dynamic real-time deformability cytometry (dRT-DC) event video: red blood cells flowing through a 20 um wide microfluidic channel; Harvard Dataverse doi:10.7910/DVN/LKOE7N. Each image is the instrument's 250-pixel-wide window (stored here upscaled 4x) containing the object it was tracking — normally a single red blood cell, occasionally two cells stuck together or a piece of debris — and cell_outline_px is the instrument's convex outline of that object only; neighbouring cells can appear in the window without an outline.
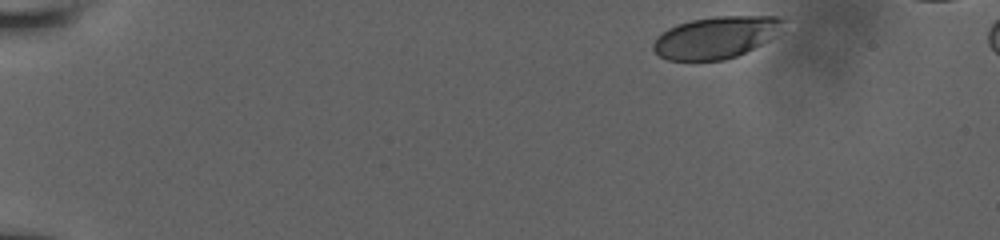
{"species": "human", "species_latin": "Homo sapiens", "temperature_condition": "room temperature", "stored_images_in_passage": 10, "camera_frame_rate_fps": 3000, "um_per_image_px": 0.085, "donor": {"sex": "male"}, "frame": {"image": 1, "passage_image": 1, "time_ms": 0.0, "image_size_px": [1000, 240], "cell_outline_px": [[788, 20], [784, 32], [736, 56], [724, 60], [668, 60], [660, 56], [652, 48], [652, 44], [656, 36], [668, 28], [676, 24], [692, 20], [716, 16], [784, 16]], "centroid_in_image_um": [60.93, 3.15], "position_along_channel_um": 24.1, "area_um2": 32.19}}
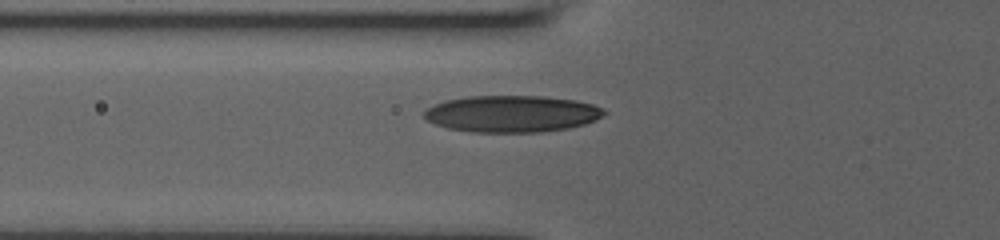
{"frame": {"image": 2, "passage_image": 7, "time_ms": 4.667, "image_size_px": [1000, 240], "cell_outline_px": [[608, 112], [596, 120], [584, 124], [568, 128], [540, 132], [472, 132], [448, 128], [436, 124], [428, 120], [424, 116], [424, 112], [428, 108], [444, 100], [468, 96], [544, 96], [576, 100], [592, 104], [604, 108]], "centroid_in_image_um": [43.54, 9.67], "position_along_channel_um": 82.3, "area_um2": 38.55}}
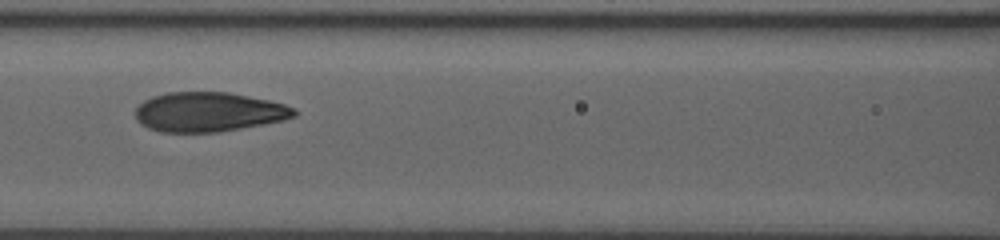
{"frame": {"image": 3, "passage_image": 9, "time_ms": 6.333, "image_size_px": [1000, 240], "cell_outline_px": [[296, 116], [284, 120], [220, 132], [160, 132], [148, 128], [140, 124], [136, 120], [136, 108], [144, 100], [152, 96], [168, 92], [228, 92], [268, 100], [284, 104], [296, 108]], "centroid_in_image_um": [17.72, 9.52], "position_along_channel_um": 148.9, "area_um2": 36.65}}